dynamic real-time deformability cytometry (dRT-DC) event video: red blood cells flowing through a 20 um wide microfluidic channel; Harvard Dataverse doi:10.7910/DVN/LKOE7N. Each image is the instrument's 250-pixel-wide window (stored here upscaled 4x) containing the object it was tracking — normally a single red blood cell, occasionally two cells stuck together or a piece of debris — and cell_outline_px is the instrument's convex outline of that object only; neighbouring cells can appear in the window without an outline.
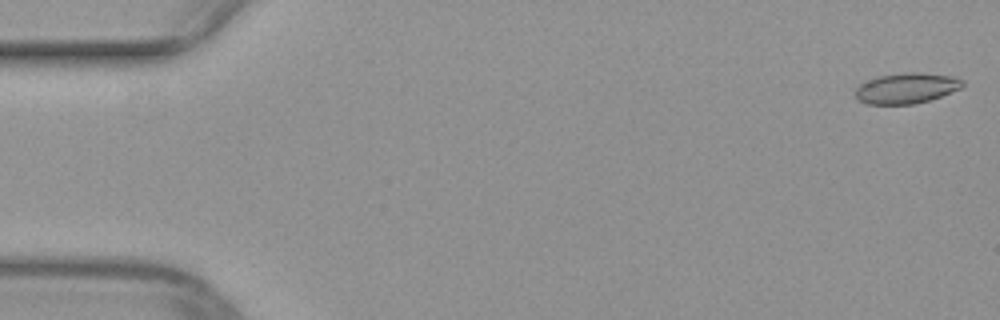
{"species": "common noctule bat (a hibernating species)", "species_latin": "Nyctalus noctula", "temperature_condition": "warm", "stored_images_in_passage": 50, "camera_frame_rate_fps": 3000, "um_per_image_px": 0.085, "animal": {"sex": "female", "body_mass_g": 29.2, "forearm_length_mm": 56.3}, "frame": {"image": 1, "passage_image": 1, "time_ms": 0.0, "image_size_px": [1000, 320], "cell_outline_px": [[964, 84], [960, 88], [940, 96], [928, 100], [912, 104], [868, 104], [856, 100], [856, 88], [860, 84], [868, 80], [880, 76], [904, 72], [920, 72], [952, 76], [964, 80]], "centroid_in_image_um": [77.03, 7.49], "position_along_channel_um": 8.0, "area_um2": 18.96}}
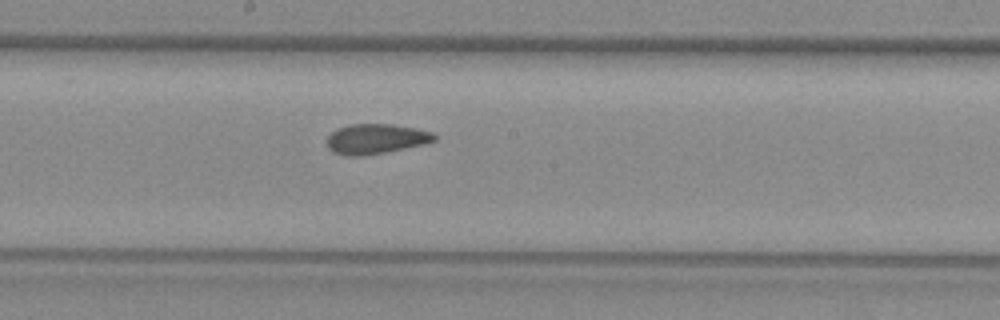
{"frame": {"image": 2, "passage_image": 27, "time_ms": 8.667, "image_size_px": [1000, 320], "cell_outline_px": [[436, 140], [424, 144], [364, 156], [348, 156], [332, 152], [328, 148], [328, 136], [336, 128], [348, 124], [392, 124], [416, 128], [432, 132], [436, 136]], "centroid_in_image_um": [31.93, 11.8], "position_along_channel_um": 216.3, "area_um2": 18.79}}
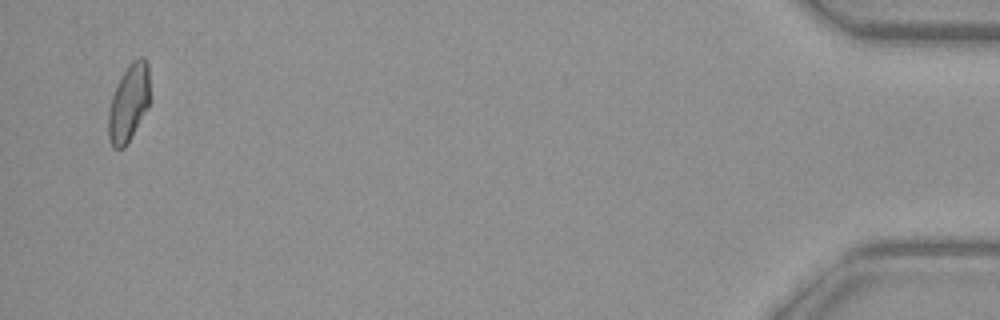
{"frame": {"image": 3, "passage_image": 49, "time_ms": 16.0, "image_size_px": [1000, 320], "cell_outline_px": [[148, 104], [124, 148], [112, 148], [108, 136], [108, 112], [112, 96], [128, 64], [132, 60], [140, 56], [144, 56], [148, 64]], "centroid_in_image_um": [10.91, 8.72], "position_along_channel_um": 424.3, "area_um2": 18.03}}